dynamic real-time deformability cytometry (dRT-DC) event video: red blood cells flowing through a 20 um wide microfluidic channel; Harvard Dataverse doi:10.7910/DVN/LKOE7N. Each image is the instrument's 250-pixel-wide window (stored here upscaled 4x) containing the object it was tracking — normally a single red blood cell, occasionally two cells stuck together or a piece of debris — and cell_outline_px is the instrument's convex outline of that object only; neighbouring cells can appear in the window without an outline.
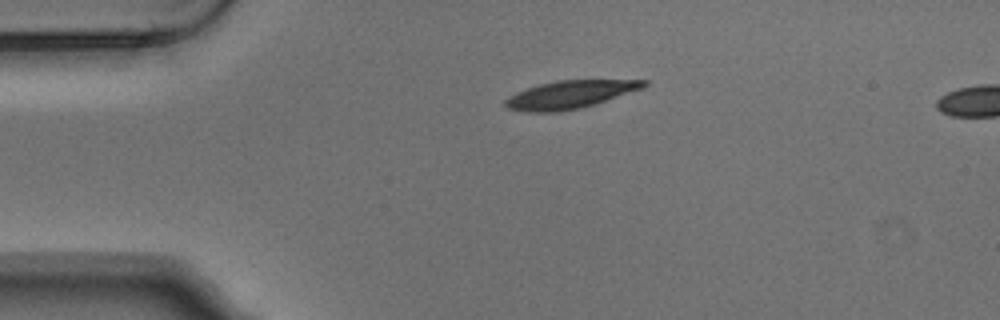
{"species": "Egyptian fruit bat (a non-hibernating species)", "species_latin": "Rousettus aegyptiacus", "temperature_condition": "warm", "stored_images_in_passage": 3, "segment_of_instrument_passage": [1, 2], "camera_frame_rate_fps": 3000, "um_per_image_px": 0.085, "animal": {"sex": "male"}, "frame": {"image": 1, "passage_image": 1, "time_ms": 0.0, "image_size_px": [1000, 320], "cell_outline_px": [[648, 84], [644, 88], [580, 108], [556, 112], [528, 112], [508, 108], [504, 104], [504, 100], [528, 88], [540, 84], [556, 80], [648, 80]], "centroid_in_image_um": [48.48, 8.03], "position_along_channel_um": 36.5, "area_um2": 22.08}}